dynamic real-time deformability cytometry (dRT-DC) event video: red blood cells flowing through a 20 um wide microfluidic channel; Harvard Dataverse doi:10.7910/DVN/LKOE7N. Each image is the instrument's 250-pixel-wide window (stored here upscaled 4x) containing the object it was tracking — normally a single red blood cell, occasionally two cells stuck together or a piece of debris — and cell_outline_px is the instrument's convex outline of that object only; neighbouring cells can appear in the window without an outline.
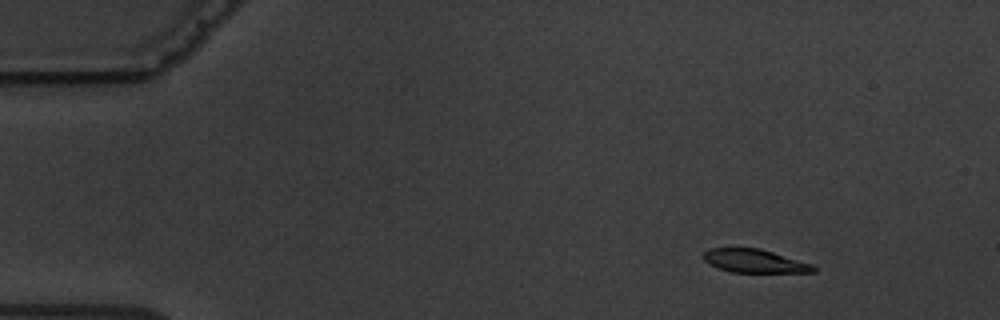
{"species": "common noctule bat (a hibernating species)", "species_latin": "Nyctalus noctula", "temperature_condition": "warm", "stored_images_in_passage": 4, "camera_frame_rate_fps": 3000, "um_per_image_px": 0.085, "animal": {"sex": "male", "body_mass_g": 19.5, "forearm_length_mm": 54.6}, "frame": {"image": 1, "passage_image": 2, "time_ms": 1.333, "image_size_px": [1000, 320], "cell_outline_px": [[816, 272], [732, 272], [720, 268], [704, 260], [704, 252], [712, 248], [760, 248], [812, 264], [816, 268]], "centroid_in_image_um": [64.17, 22.18], "position_along_channel_um": 20.8, "area_um2": 14.68}}
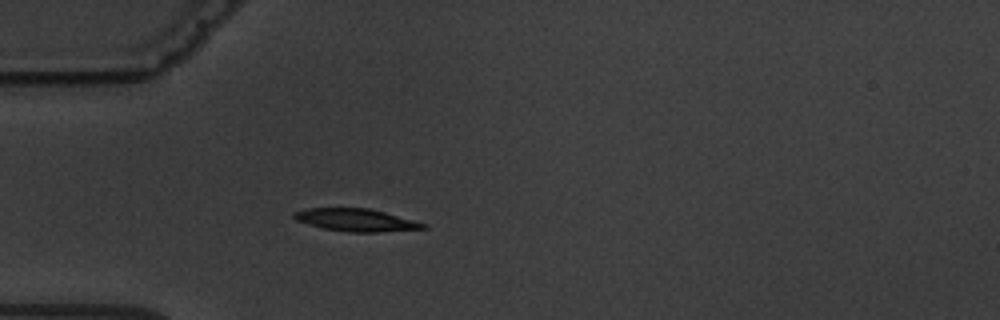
{"frame": {"image": 2, "passage_image": 4, "time_ms": 4.667, "image_size_px": [1000, 320], "cell_outline_px": [[428, 228], [380, 232], [348, 232], [324, 228], [308, 224], [296, 220], [292, 216], [292, 212], [304, 208], [368, 208], [384, 212], [428, 224]], "centroid_in_image_um": [30.24, 18.7], "position_along_channel_um": 54.8, "area_um2": 16.99}}